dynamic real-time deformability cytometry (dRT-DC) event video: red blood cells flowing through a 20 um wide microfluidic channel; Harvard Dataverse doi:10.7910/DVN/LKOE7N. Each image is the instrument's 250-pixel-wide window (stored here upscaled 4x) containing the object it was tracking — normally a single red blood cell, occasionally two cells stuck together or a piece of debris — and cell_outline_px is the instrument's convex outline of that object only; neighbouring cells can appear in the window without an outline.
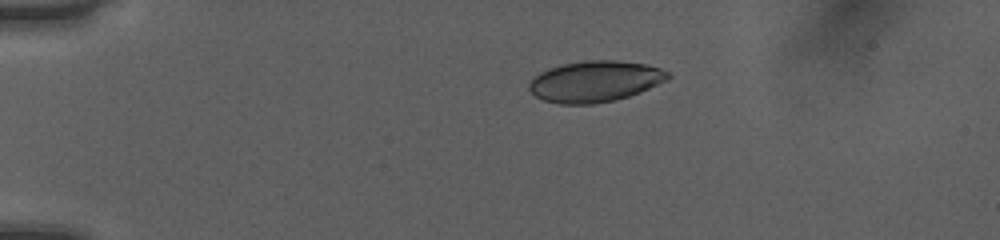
{"species": "human", "species_latin": "Homo sapiens", "temperature_condition": "room temperature", "stored_images_in_passage": 41, "camera_frame_rate_fps": 3000, "um_per_image_px": 0.085, "donor": {"sex": "female"}, "frame": {"image": 1, "passage_image": 1, "time_ms": 0.0, "image_size_px": [1000, 240], "cell_outline_px": [[672, 76], [640, 92], [616, 100], [592, 104], [560, 104], [544, 100], [536, 96], [528, 88], [528, 84], [540, 72], [548, 68], [564, 64], [584, 60], [616, 60], [648, 64], [660, 68], [668, 72]], "centroid_in_image_um": [50.57, 6.91], "position_along_channel_um": 34.4, "area_um2": 33.06}}
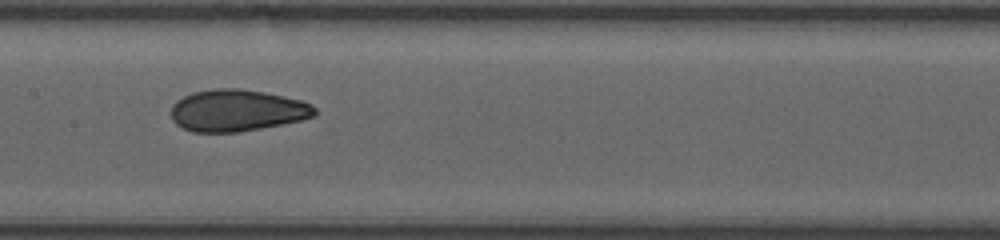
{"frame": {"image": 2, "passage_image": 17, "time_ms": 5.333, "image_size_px": [1000, 240], "cell_outline_px": [[316, 116], [300, 120], [260, 128], [236, 132], [192, 132], [176, 124], [172, 120], [172, 104], [176, 100], [192, 92], [216, 88], [240, 88], [264, 92], [300, 100], [312, 104], [316, 108]], "centroid_in_image_um": [20.13, 9.38], "position_along_channel_um": 187.3, "area_um2": 34.91}}
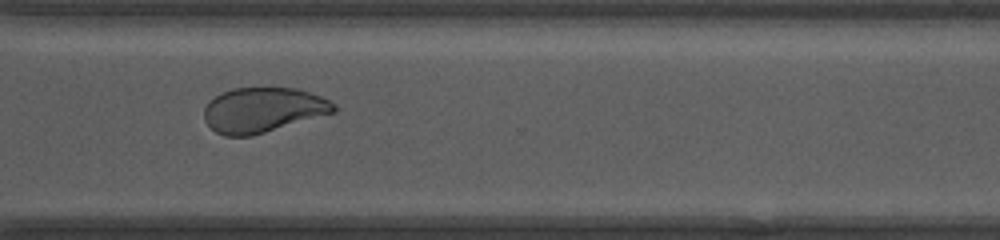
{"frame": {"image": 3, "passage_image": 29, "time_ms": 9.333, "image_size_px": [1000, 240], "cell_outline_px": [[336, 112], [252, 136], [224, 136], [216, 132], [204, 120], [204, 108], [208, 100], [220, 92], [232, 88], [296, 88], [320, 96], [336, 104]], "centroid_in_image_um": [22.32, 9.34], "position_along_channel_um": 348.3, "area_um2": 34.1}, "authors_computed_cell_mechanics": {"area_um2": 34.7378, "velocity_mm_per_s": 4.0427, "shape_relaxation_time_tau1_ms": 7.0715, "shape_relaxation_time_tau2_ms": 1.1864, "deformation_change_tau1": 0.1669, "deformation_change_tau2": 0.0678}}